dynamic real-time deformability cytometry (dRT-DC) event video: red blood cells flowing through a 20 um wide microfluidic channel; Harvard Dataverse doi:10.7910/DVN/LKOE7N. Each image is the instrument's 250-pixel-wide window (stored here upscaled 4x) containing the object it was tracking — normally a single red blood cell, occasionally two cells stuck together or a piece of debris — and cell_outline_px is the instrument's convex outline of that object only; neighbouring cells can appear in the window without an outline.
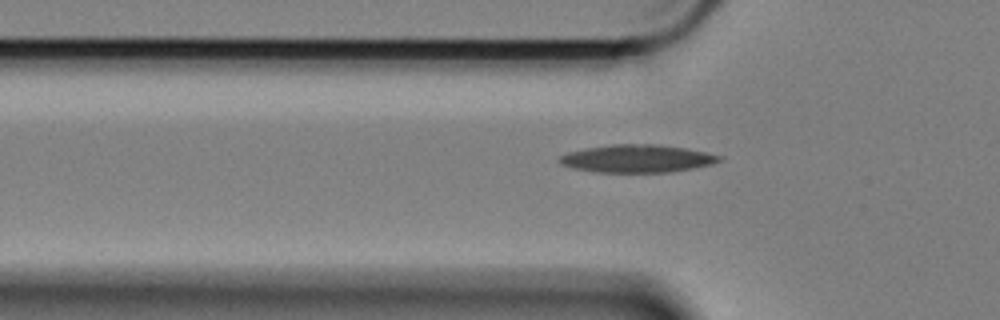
{"species": "Egyptian fruit bat (a non-hibernating species)", "species_latin": "Rousettus aegyptiacus", "temperature_condition": "cold", "stored_images_in_passage": 39, "camera_frame_rate_fps": 3000, "um_per_image_px": 0.085, "animal": {"sex": "female"}, "frame": {"image": 1, "passage_image": 2, "time_ms": 0.333, "image_size_px": [1000, 320], "cell_outline_px": [[724, 156], [720, 160], [712, 164], [672, 172], [596, 172], [572, 168], [560, 164], [556, 160], [560, 156], [568, 152], [584, 148], [612, 144], [656, 144], [684, 148]], "centroid_in_image_um": [54.1, 13.48], "position_along_channel_um": 71.7, "area_um2": 25.89}}
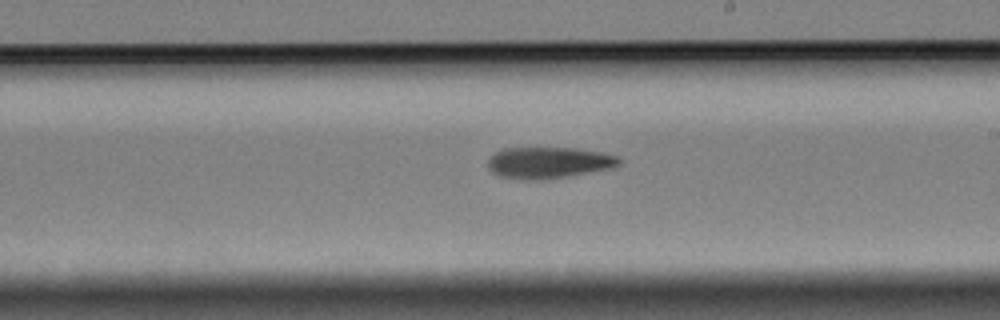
{"frame": {"image": 2, "passage_image": 17, "time_ms": 5.333, "image_size_px": [1000, 320], "cell_outline_px": [[624, 160], [620, 164], [612, 168], [568, 176], [544, 180], [524, 180], [500, 176], [492, 172], [488, 168], [488, 160], [496, 152], [504, 148], [576, 148], [604, 152], [620, 156]], "centroid_in_image_um": [46.7, 13.82], "position_along_channel_um": 242.3, "area_um2": 24.28}}
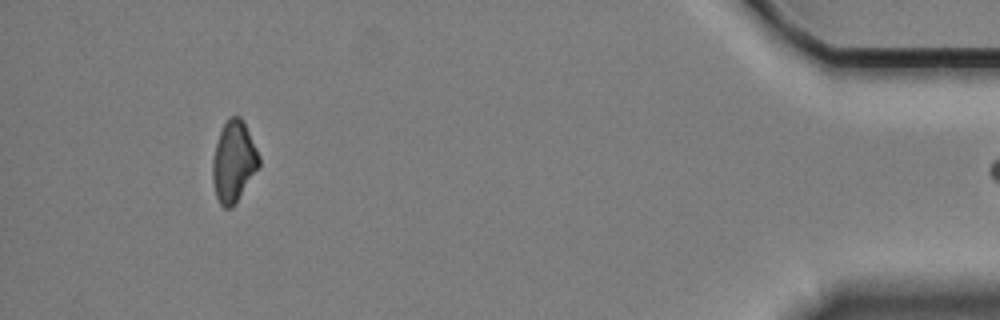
{"frame": {"image": 3, "passage_image": 38, "time_ms": 12.333, "image_size_px": [1000, 320], "cell_outline_px": [[260, 164], [232, 208], [224, 208], [220, 204], [216, 196], [212, 180], [212, 160], [216, 144], [220, 132], [228, 116], [240, 116], [260, 156]], "centroid_in_image_um": [19.84, 13.74], "position_along_channel_um": 415.4, "area_um2": 21.56}}